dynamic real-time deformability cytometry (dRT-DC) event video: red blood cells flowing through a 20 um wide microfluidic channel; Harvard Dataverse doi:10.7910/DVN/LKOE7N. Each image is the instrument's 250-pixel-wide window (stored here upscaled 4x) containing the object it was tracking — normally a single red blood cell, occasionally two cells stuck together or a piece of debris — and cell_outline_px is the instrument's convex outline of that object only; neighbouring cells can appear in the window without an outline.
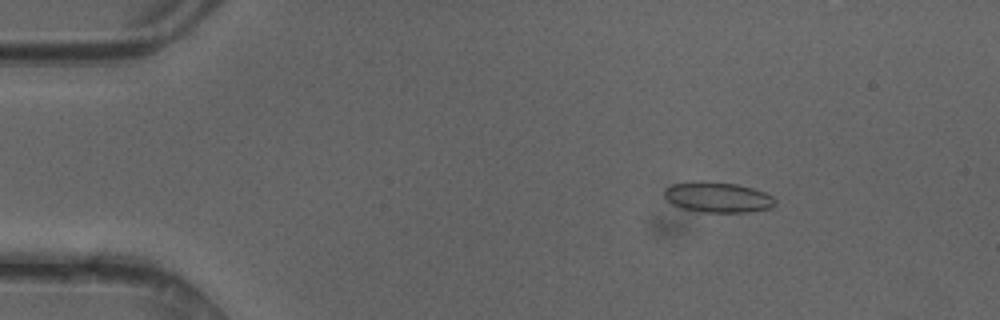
{"species": "common noctule bat (a hibernating species)", "species_latin": "Nyctalus noctula", "temperature_condition": "cold", "stored_images_in_passage": 50, "camera_frame_rate_fps": 3000, "um_per_image_px": 0.085, "animal": {"sex": "female"}, "frame": {"image": 1, "passage_image": 8, "time_ms": 2.333, "image_size_px": [1000, 320], "cell_outline_px": [[776, 204], [772, 208], [748, 212], [704, 212], [684, 208], [672, 204], [664, 196], [664, 188], [672, 184], [736, 184], [752, 188], [764, 192], [772, 196], [776, 200]], "centroid_in_image_um": [61.08, 16.82], "position_along_channel_um": 23.9, "area_um2": 18.79}}
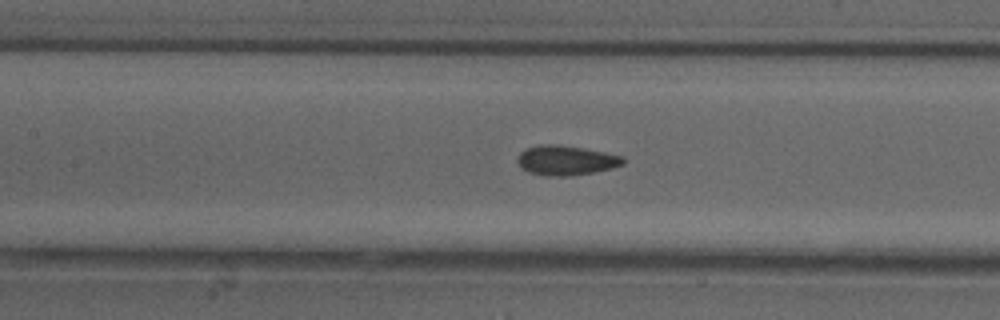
{"frame": {"image": 2, "passage_image": 23, "time_ms": 7.333, "image_size_px": [1000, 320], "cell_outline_px": [[624, 164], [612, 168], [592, 172], [568, 176], [544, 176], [528, 172], [520, 168], [516, 160], [520, 152], [528, 148], [540, 144], [560, 144], [584, 148], [624, 156]], "centroid_in_image_um": [48.08, 13.63], "position_along_channel_um": 159.3, "area_um2": 18.44}}
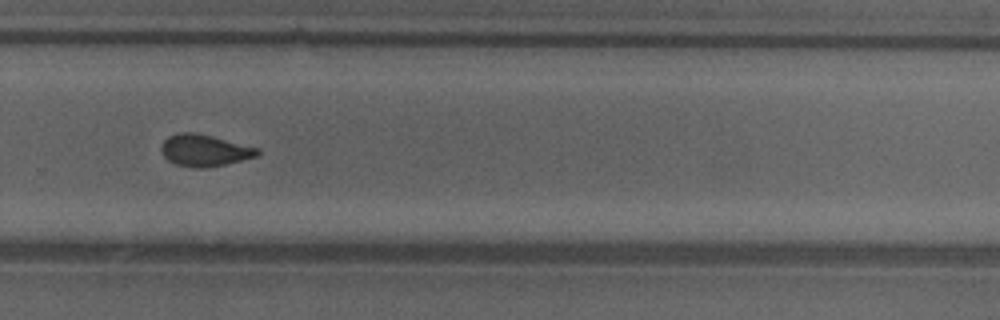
{"frame": {"image": 3, "passage_image": 34, "time_ms": 11.0, "image_size_px": [1000, 320], "cell_outline_px": [[260, 156], [224, 164], [204, 168], [192, 168], [176, 164], [168, 160], [164, 156], [160, 148], [164, 140], [168, 136], [180, 132], [196, 132], [260, 148]], "centroid_in_image_um": [17.4, 12.78], "position_along_channel_um": 312.4, "area_um2": 17.92}, "authors_computed_cell_mechanics": {"area_um2": 17.9469, "velocity_mm_per_s": 4.1899, "shape_relaxation_time_tau1_ms": null, "shape_relaxation_time_tau2_ms": 1.7747, "deformation_change_tau1": null, "deformation_change_tau2": 0.0784}}